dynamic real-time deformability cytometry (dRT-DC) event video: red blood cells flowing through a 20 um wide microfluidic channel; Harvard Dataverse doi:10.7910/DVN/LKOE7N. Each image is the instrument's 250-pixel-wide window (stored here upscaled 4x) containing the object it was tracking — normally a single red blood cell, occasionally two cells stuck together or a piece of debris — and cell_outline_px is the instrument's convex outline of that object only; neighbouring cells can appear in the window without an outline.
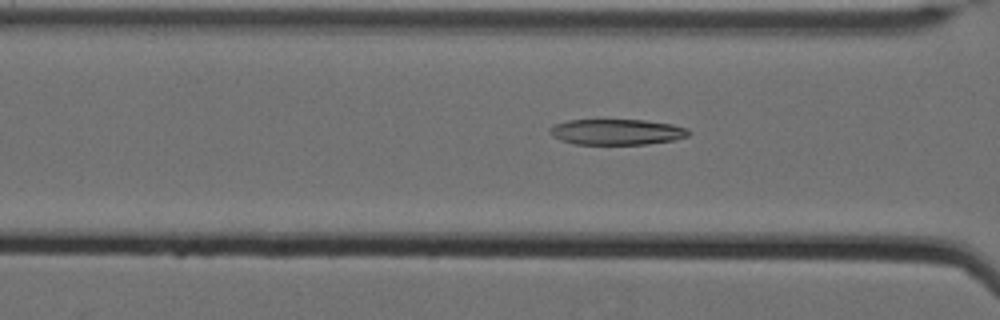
{"species": "Egyptian fruit bat (a non-hibernating species)", "species_latin": "Rousettus aegyptiacus", "temperature_condition": "cold", "stored_images_in_passage": 42, "camera_frame_rate_fps": 3000, "um_per_image_px": 0.085, "animal": {"sex": "female"}, "frame": {"image": 1, "passage_image": 21, "time_ms": 6.667, "image_size_px": [1000, 320], "cell_outline_px": [[692, 132], [688, 136], [672, 140], [644, 144], [576, 144], [560, 140], [552, 136], [548, 132], [548, 128], [556, 124], [568, 120], [644, 120], [672, 124], [688, 128]], "centroid_in_image_um": [52.41, 11.21], "position_along_channel_um": 114.2, "area_um2": 20.81}}
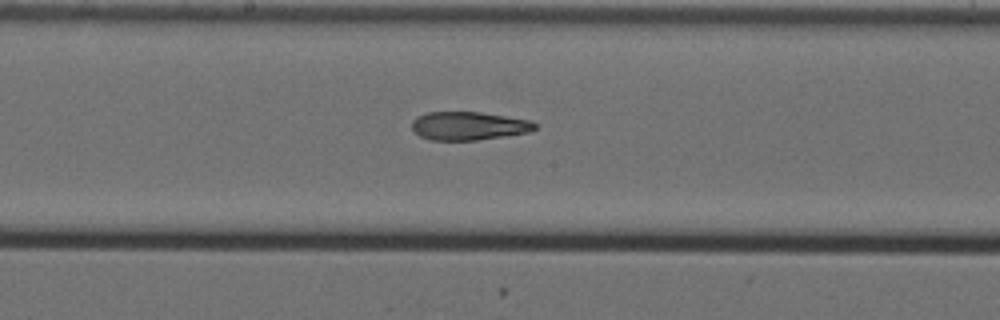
{"frame": {"image": 2, "passage_image": 29, "time_ms": 9.333, "image_size_px": [1000, 320], "cell_outline_px": [[536, 128], [532, 132], [476, 140], [432, 140], [420, 136], [412, 128], [412, 120], [416, 116], [428, 112], [480, 112], [532, 120], [536, 124]], "centroid_in_image_um": [39.86, 10.69], "position_along_channel_um": 208.3, "area_um2": 20.4}}
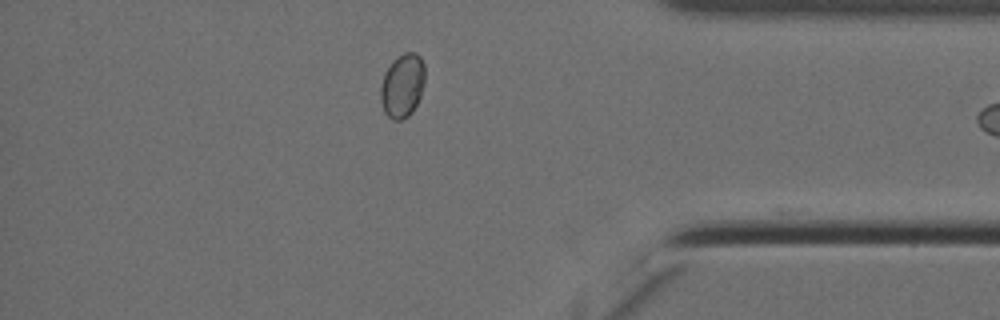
{"frame": {"image": 3, "passage_image": 41, "time_ms": 13.333, "image_size_px": [1000, 320], "cell_outline_px": [[424, 84], [420, 96], [412, 112], [408, 116], [400, 120], [392, 120], [384, 112], [380, 100], [380, 88], [384, 72], [392, 60], [396, 56], [404, 52], [416, 52], [420, 56], [424, 64]], "centroid_in_image_um": [34.19, 7.25], "position_along_channel_um": 401.0, "area_um2": 16.7}}